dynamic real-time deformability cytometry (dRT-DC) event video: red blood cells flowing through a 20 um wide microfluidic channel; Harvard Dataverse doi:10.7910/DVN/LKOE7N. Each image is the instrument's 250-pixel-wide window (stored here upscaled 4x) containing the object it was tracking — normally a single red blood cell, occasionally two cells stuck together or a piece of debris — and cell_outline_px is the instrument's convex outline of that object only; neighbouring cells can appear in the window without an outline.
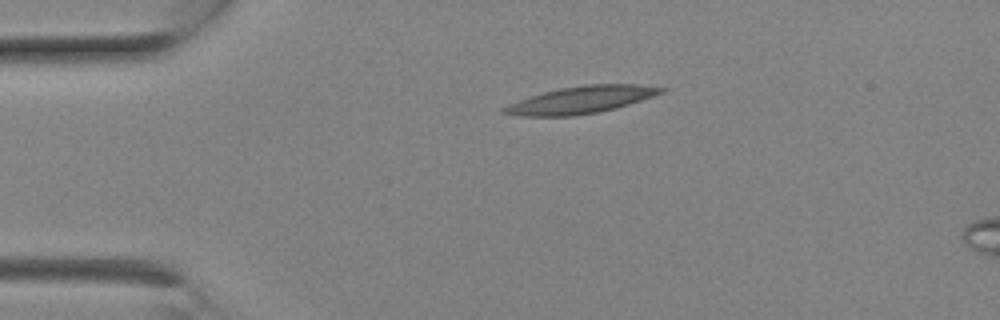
{"species": "Egyptian fruit bat (a non-hibernating species)", "species_latin": "Rousettus aegyptiacus", "temperature_condition": "room temperature", "stored_images_in_passage": 2, "camera_frame_rate_fps": 3000, "um_per_image_px": 0.085, "animal": {"sex": "female"}, "frame": {"image": 1, "passage_image": 2, "time_ms": 0.333, "image_size_px": [1000, 320], "cell_outline_px": [[664, 92], [616, 108], [596, 112], [572, 116], [520, 116], [500, 112], [500, 108], [508, 104], [528, 96], [560, 88], [584, 84], [636, 84], [664, 88]], "centroid_in_image_um": [49.31, 8.49], "position_along_channel_um": 35.7, "area_um2": 24.68}}